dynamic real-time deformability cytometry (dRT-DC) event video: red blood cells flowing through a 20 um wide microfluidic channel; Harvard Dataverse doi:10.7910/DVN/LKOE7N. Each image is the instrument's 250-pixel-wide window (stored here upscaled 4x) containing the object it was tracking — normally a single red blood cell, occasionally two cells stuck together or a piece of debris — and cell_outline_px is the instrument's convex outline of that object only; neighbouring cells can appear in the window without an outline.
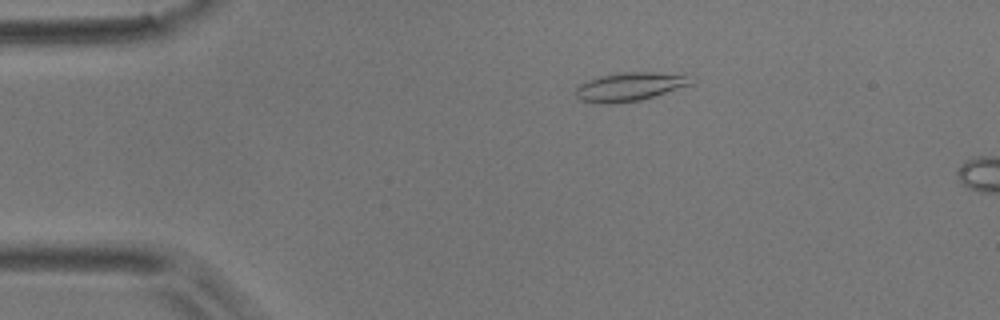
{"species": "common noctule bat (a hibernating species)", "species_latin": "Nyctalus noctula", "temperature_condition": "room temperature", "stored_images_in_passage": 7, "camera_frame_rate_fps": 3000, "um_per_image_px": 0.085, "animal": {"sex": "male", "body_mass_g": 17.9}, "frame": {"image": 1, "passage_image": 3, "time_ms": 0.667, "image_size_px": [1000, 320], "cell_outline_px": [[692, 84], [640, 100], [580, 100], [576, 96], [576, 88], [580, 84], [588, 80], [600, 76], [620, 72], [652, 72], [684, 76]], "centroid_in_image_um": [53.5, 7.31], "position_along_channel_um": 31.5, "area_um2": 17.69}}